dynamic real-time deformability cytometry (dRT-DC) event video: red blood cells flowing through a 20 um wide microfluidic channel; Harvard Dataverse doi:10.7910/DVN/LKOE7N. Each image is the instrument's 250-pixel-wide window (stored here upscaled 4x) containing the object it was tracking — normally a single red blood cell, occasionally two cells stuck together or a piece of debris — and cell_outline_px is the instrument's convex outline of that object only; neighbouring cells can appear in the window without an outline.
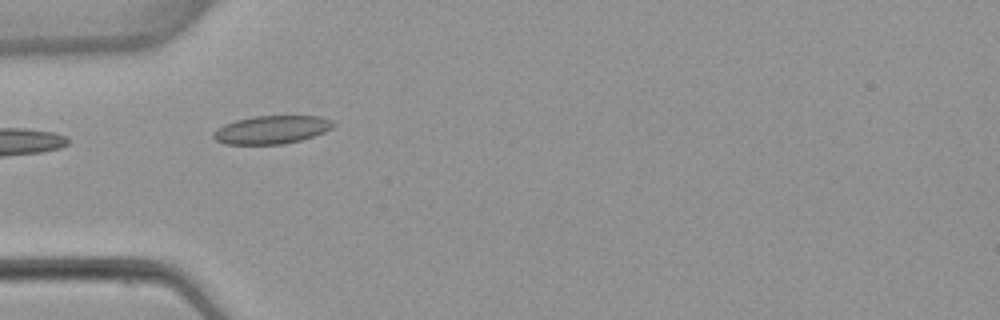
{"species": "common noctule bat (a hibernating species)", "species_latin": "Nyctalus noctula", "temperature_condition": "warm", "stored_images_in_passage": 7, "camera_frame_rate_fps": 3000, "um_per_image_px": 0.085, "animal": {"sex": "female", "body_mass_g": 22.7, "forearm_length_mm": 54.2}, "frame": {"image": 1, "passage_image": 4, "time_ms": 5.0, "image_size_px": [1000, 320], "cell_outline_px": [[336, 124], [332, 128], [324, 132], [300, 140], [284, 144], [224, 144], [216, 140], [212, 136], [212, 132], [216, 128], [224, 124], [236, 120], [256, 116], [320, 116], [332, 120]], "centroid_in_image_um": [23.07, 11.02], "position_along_channel_um": 61.9, "area_um2": 19.71}}
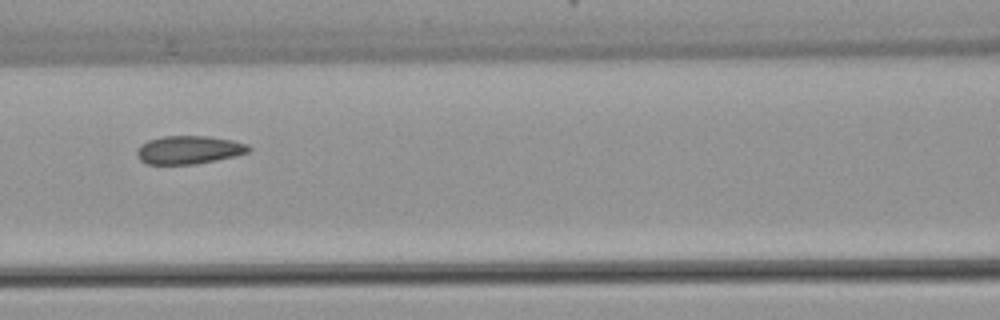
{"frame": {"image": 2, "passage_image": 6, "time_ms": 7.333, "image_size_px": [1000, 320], "cell_outline_px": [[252, 148], [248, 152], [236, 156], [196, 164], [144, 164], [136, 156], [136, 152], [140, 144], [148, 140], [164, 136], [208, 136], [232, 140], [248, 144]], "centroid_in_image_um": [16.04, 12.74], "position_along_channel_um": 150.6, "area_um2": 18.55}}
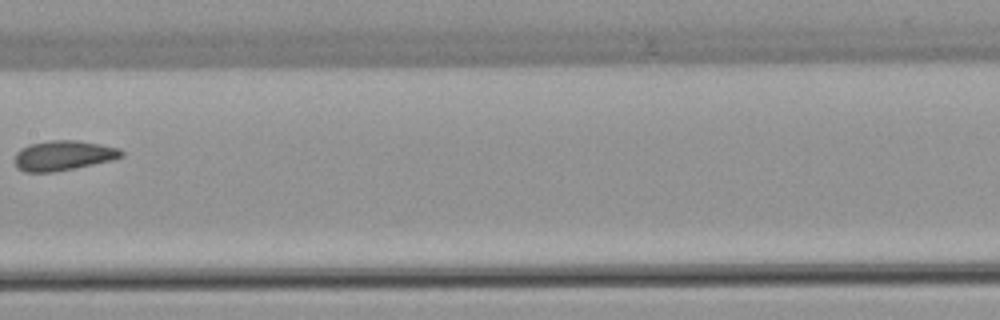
{"frame": {"image": 3, "passage_image": 7, "time_ms": 8.667, "image_size_px": [1000, 320], "cell_outline_px": [[124, 156], [112, 160], [52, 172], [24, 172], [16, 168], [16, 152], [20, 148], [28, 144], [52, 140], [76, 140], [100, 144], [120, 148], [124, 152]], "centroid_in_image_um": [5.38, 13.21], "position_along_channel_um": 202.0, "area_um2": 18.55}}